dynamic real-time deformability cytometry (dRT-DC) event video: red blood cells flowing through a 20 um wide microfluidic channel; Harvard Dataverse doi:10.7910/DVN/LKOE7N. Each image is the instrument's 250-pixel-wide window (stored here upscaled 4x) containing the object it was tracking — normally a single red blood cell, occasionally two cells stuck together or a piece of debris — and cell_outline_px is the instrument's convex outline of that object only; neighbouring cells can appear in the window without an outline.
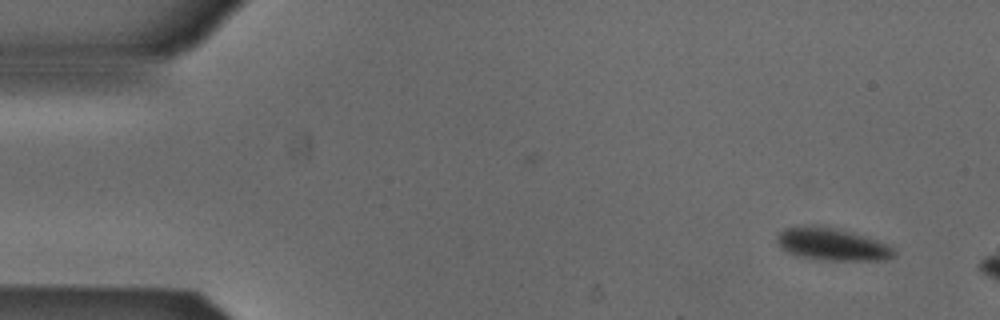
{"species": "Egyptian fruit bat (a non-hibernating species)", "species_latin": "Rousettus aegyptiacus", "temperature_condition": "cold", "stored_images_in_passage": 4, "camera_frame_rate_fps": 3000, "um_per_image_px": 0.085, "animal": {"sex": "male"}, "frame": {"image": 1, "passage_image": 1, "time_ms": 0.0, "image_size_px": [1000, 320], "cell_outline_px": [[896, 256], [888, 260], [820, 260], [796, 256], [780, 248], [776, 240], [776, 236], [784, 228], [804, 224], [824, 224], [852, 232], [888, 244], [896, 248]], "centroid_in_image_um": [70.71, 20.74], "position_along_channel_um": 14.3, "area_um2": 22.89}}